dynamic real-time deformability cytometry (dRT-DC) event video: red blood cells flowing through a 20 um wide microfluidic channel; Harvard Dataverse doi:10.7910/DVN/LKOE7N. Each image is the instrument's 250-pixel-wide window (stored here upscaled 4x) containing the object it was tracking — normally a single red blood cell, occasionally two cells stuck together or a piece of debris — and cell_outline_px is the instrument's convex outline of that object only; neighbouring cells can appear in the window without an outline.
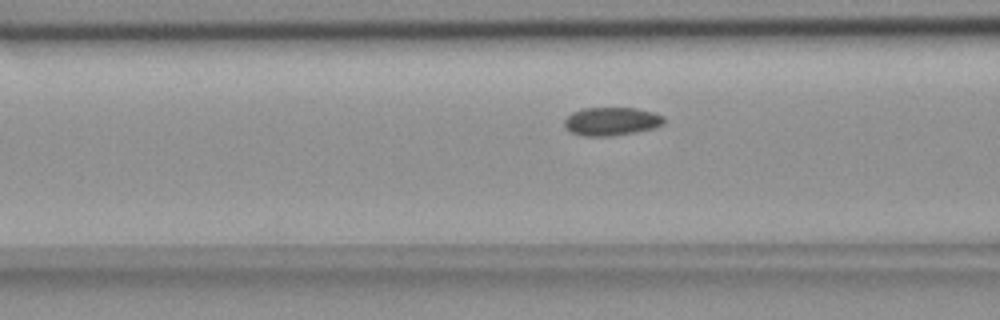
{"species": "common noctule bat (a hibernating species)", "species_latin": "Nyctalus noctula", "temperature_condition": "room temperature", "stored_images_in_passage": 50, "camera_frame_rate_fps": 3000, "um_per_image_px": 0.085, "animal": {"sex": "female", "body_mass_g": 18.4}, "frame": {"image": 1, "passage_image": 16, "time_ms": 5.0, "image_size_px": [1000, 320], "cell_outline_px": [[664, 124], [652, 128], [636, 132], [612, 136], [580, 136], [564, 128], [564, 120], [572, 112], [584, 108], [636, 108], [652, 112], [664, 116]], "centroid_in_image_um": [51.95, 10.32], "position_along_channel_um": 114.7, "area_um2": 16.47}}
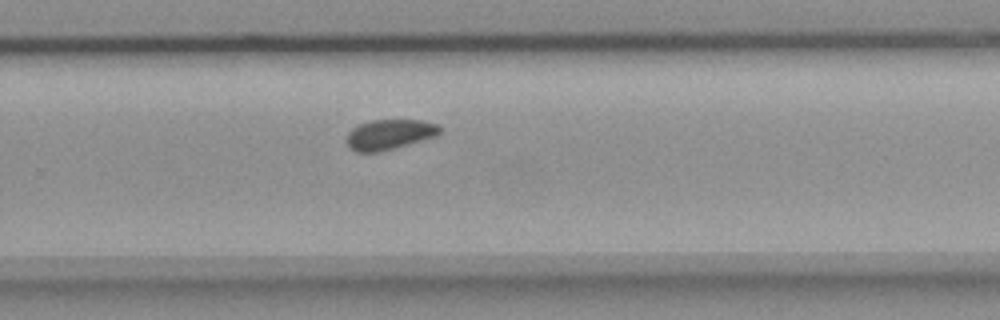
{"frame": {"image": 2, "passage_image": 31, "time_ms": 10.0, "image_size_px": [1000, 320], "cell_outline_px": [[440, 132], [436, 136], [380, 152], [356, 152], [348, 148], [344, 140], [348, 132], [352, 128], [360, 124], [372, 120], [420, 120], [436, 124], [440, 128]], "centroid_in_image_um": [33.03, 11.44], "position_along_channel_um": 296.8, "area_um2": 16.42}}
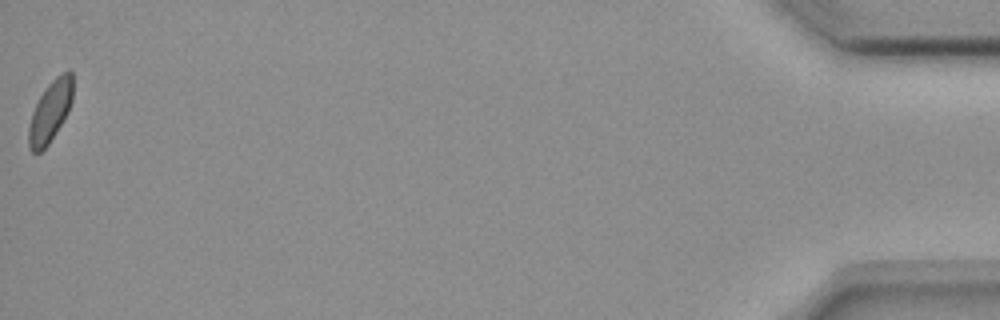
{"frame": {"image": 3, "passage_image": 50, "time_ms": 16.333, "image_size_px": [1000, 320], "cell_outline_px": [[72, 100], [68, 112], [56, 132], [48, 144], [40, 152], [32, 152], [28, 148], [28, 128], [32, 112], [44, 88], [60, 72], [68, 68], [72, 72]], "centroid_in_image_um": [4.27, 9.44], "position_along_channel_um": 430.9, "area_um2": 15.84}}